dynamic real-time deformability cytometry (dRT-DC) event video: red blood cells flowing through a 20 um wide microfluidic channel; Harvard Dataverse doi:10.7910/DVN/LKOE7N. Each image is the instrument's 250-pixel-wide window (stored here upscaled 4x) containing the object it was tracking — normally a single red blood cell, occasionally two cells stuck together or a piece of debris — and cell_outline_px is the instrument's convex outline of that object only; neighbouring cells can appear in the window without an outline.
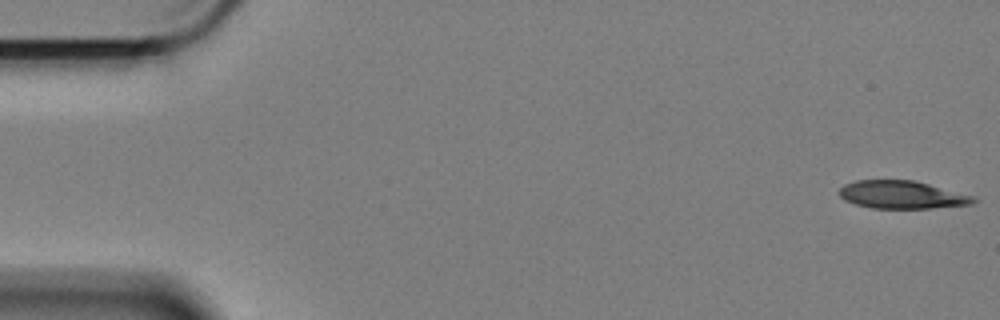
{"species": "Egyptian fruit bat (a non-hibernating species)", "species_latin": "Rousettus aegyptiacus", "temperature_condition": "cold", "stored_images_in_passage": 53, "camera_frame_rate_fps": 3000, "um_per_image_px": 0.085, "animal": {"sex": "female"}, "frame": {"image": 1, "passage_image": 1, "time_ms": 0.0, "image_size_px": [1000, 320], "cell_outline_px": [[980, 200], [972, 204], [932, 208], [872, 208], [856, 204], [844, 200], [840, 196], [840, 188], [844, 184], [856, 180], [912, 180], [928, 184], [972, 196]], "centroid_in_image_um": [76.64, 16.56], "position_along_channel_um": 8.4, "area_um2": 21.56}}
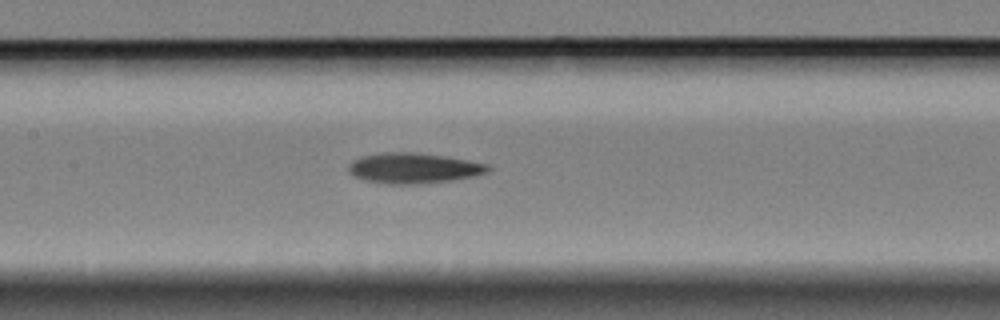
{"frame": {"image": 2, "passage_image": 27, "time_ms": 8.667, "image_size_px": [1000, 320], "cell_outline_px": [[492, 168], [488, 172], [476, 176], [456, 180], [412, 184], [388, 184], [364, 180], [352, 176], [348, 172], [348, 164], [352, 160], [360, 156], [388, 152], [408, 152], [444, 156], [468, 160], [488, 164]], "centroid_in_image_um": [35.15, 14.3], "position_along_channel_um": 172.3, "area_um2": 24.91}}
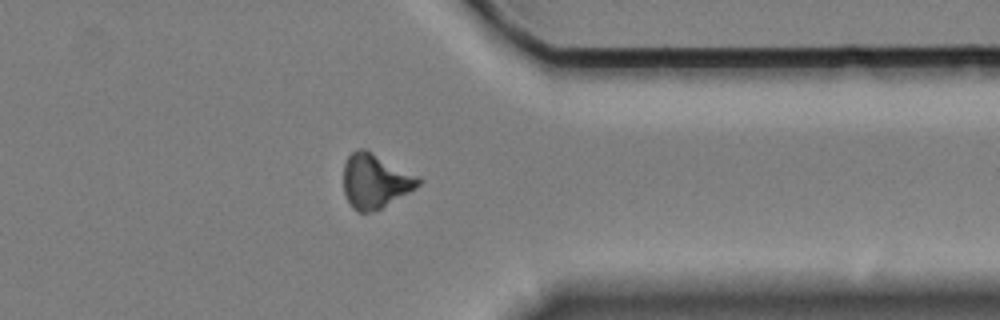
{"frame": {"image": 3, "passage_image": 46, "time_ms": 15.0, "image_size_px": [1000, 320], "cell_outline_px": [[424, 180], [416, 188], [380, 208], [372, 212], [356, 212], [352, 208], [344, 192], [344, 164], [348, 156], [352, 152], [360, 148], [364, 148]], "centroid_in_image_um": [31.86, 15.4], "position_along_channel_um": 379.5, "area_um2": 23.29}, "authors_computed_cell_mechanics": {"area_um2": 23.4668, "velocity_mm_per_s": 3.3864, "shape_relaxation_time_tau1_ms": 3.6937, "shape_relaxation_time_tau2_ms": null, "deformation_change_tau1": 0.1077, "deformation_change_tau2": null}}